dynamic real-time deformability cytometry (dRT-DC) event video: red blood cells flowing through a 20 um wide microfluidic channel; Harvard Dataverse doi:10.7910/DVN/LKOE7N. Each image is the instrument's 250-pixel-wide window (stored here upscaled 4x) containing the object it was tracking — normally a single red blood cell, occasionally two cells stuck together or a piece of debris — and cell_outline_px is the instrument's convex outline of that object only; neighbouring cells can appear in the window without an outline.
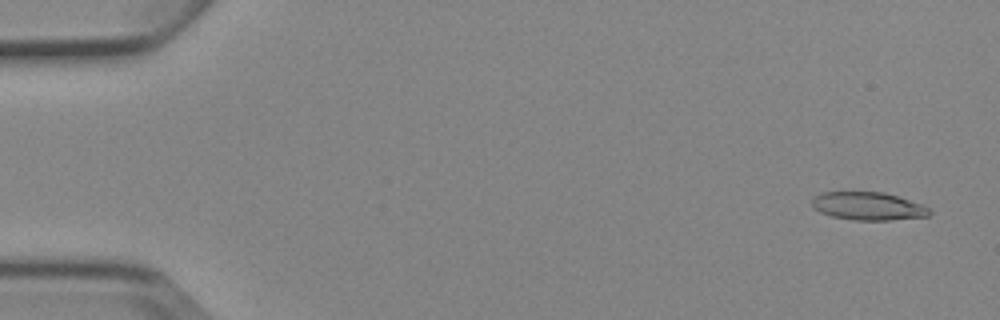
{"species": "Egyptian fruit bat (a non-hibernating species)", "species_latin": "Rousettus aegyptiacus", "temperature_condition": "cold", "stored_images_in_passage": 6, "camera_frame_rate_fps": 3000, "um_per_image_px": 0.085, "animal": {"sex": "female"}, "frame": {"image": 1, "passage_image": 1, "time_ms": 0.0, "image_size_px": [1000, 320], "cell_outline_px": [[932, 212], [928, 216], [888, 220], [852, 220], [832, 216], [820, 212], [812, 204], [812, 200], [816, 196], [824, 192], [884, 192], [920, 204], [928, 208]], "centroid_in_image_um": [73.79, 17.52], "position_along_channel_um": 11.2, "area_um2": 18.84}}
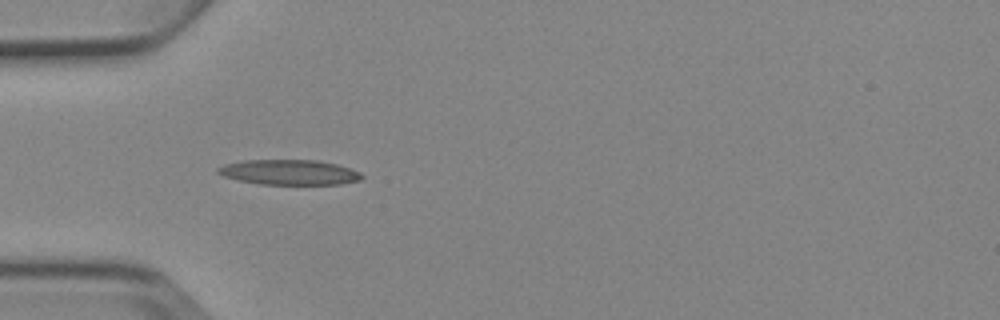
{"frame": {"image": 2, "passage_image": 5, "time_ms": 4.667, "image_size_px": [1000, 320], "cell_outline_px": [[364, 176], [360, 180], [340, 184], [260, 184], [240, 180], [224, 176], [216, 172], [216, 168], [224, 164], [244, 160], [320, 160], [336, 164], [360, 172]], "centroid_in_image_um": [24.58, 14.63], "position_along_channel_um": 60.4, "area_um2": 20.98}}
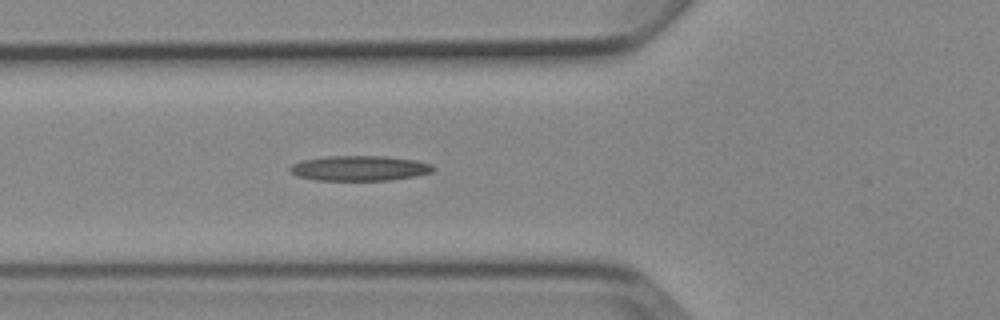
{"frame": {"image": 3, "passage_image": 6, "time_ms": 5.667, "image_size_px": [1000, 320], "cell_outline_px": [[436, 168], [432, 172], [416, 176], [388, 180], [316, 180], [296, 176], [288, 172], [288, 168], [292, 164], [300, 160], [324, 156], [384, 156], [416, 160], [432, 164]], "centroid_in_image_um": [30.52, 14.29], "position_along_channel_um": 95.3, "area_um2": 21.21}}